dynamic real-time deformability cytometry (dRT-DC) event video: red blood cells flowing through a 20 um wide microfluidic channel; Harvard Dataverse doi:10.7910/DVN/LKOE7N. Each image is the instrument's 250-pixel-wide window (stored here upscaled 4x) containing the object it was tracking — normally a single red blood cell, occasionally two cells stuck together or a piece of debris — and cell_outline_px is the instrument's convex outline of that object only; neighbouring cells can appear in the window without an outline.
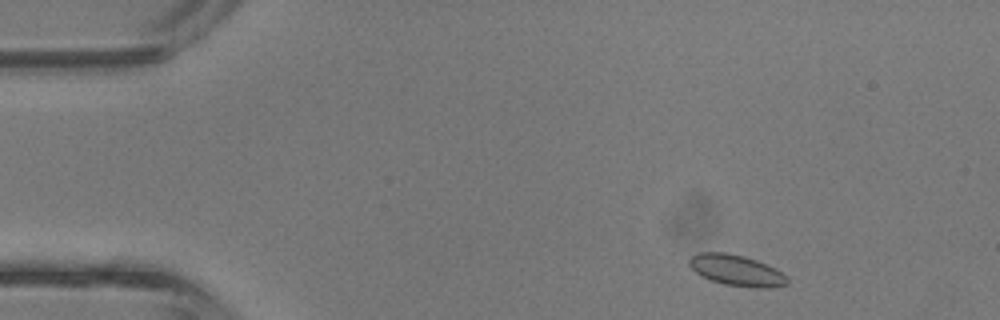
{"species": "common noctule bat (a hibernating species)", "species_latin": "Nyctalus noctula", "temperature_condition": "room temperature", "stored_images_in_passage": 38, "camera_frame_rate_fps": 3000, "um_per_image_px": 0.085, "animal": {"sex": "male", "body_mass_g": 13.3}, "frame": {"image": 1, "passage_image": 1, "time_ms": 0.0, "image_size_px": [1000, 320], "cell_outline_px": [[788, 284], [772, 288], [752, 288], [724, 284], [712, 280], [696, 272], [688, 264], [688, 260], [692, 256], [700, 252], [724, 252], [744, 256], [756, 260], [776, 268], [788, 276]], "centroid_in_image_um": [62.65, 22.99], "position_along_channel_um": 22.3, "area_um2": 17.74}}
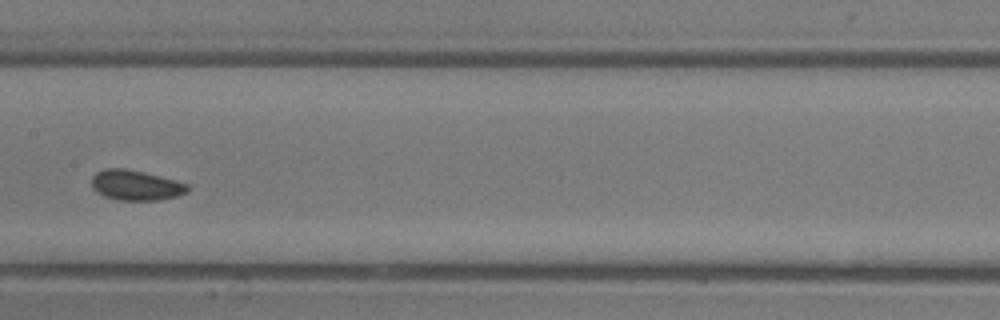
{"frame": {"image": 2, "passage_image": 17, "time_ms": 5.333, "image_size_px": [1000, 320], "cell_outline_px": [[188, 192], [176, 196], [160, 200], [120, 200], [104, 196], [96, 192], [92, 188], [92, 176], [96, 172], [104, 168], [124, 168], [144, 172], [176, 180], [188, 184]], "centroid_in_image_um": [11.53, 15.74], "position_along_channel_um": 195.9, "area_um2": 16.94}}
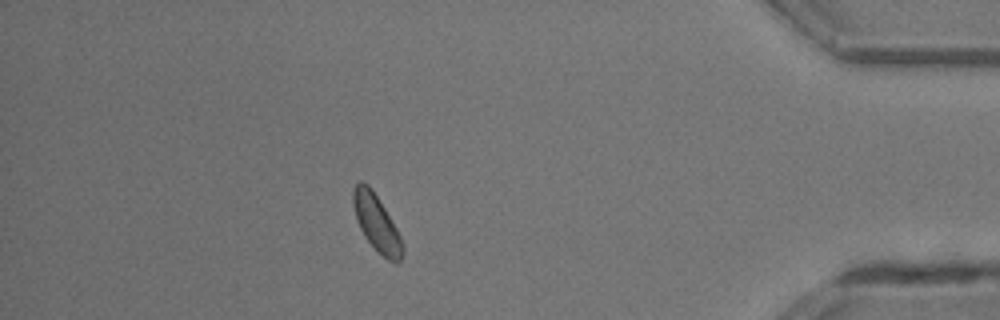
{"frame": {"image": 3, "passage_image": 33, "time_ms": 10.667, "image_size_px": [1000, 320], "cell_outline_px": [[404, 256], [396, 264], [388, 260], [364, 236], [360, 228], [352, 204], [352, 192], [356, 184], [360, 180], [364, 180], [368, 184], [384, 208], [396, 228], [400, 236], [404, 248]], "centroid_in_image_um": [32.01, 18.95], "position_along_channel_um": 403.2, "area_um2": 15.95}, "authors_computed_cell_mechanics": {"area_um2": 16.1551, "velocity_mm_per_s": 4.7861, "shape_relaxation_time_tau1_ms": 0.9855, "shape_relaxation_time_tau2_ms": 6.4442, "deformation_change_tau1": 0.0486, "deformation_change_tau2": 0.0867}}